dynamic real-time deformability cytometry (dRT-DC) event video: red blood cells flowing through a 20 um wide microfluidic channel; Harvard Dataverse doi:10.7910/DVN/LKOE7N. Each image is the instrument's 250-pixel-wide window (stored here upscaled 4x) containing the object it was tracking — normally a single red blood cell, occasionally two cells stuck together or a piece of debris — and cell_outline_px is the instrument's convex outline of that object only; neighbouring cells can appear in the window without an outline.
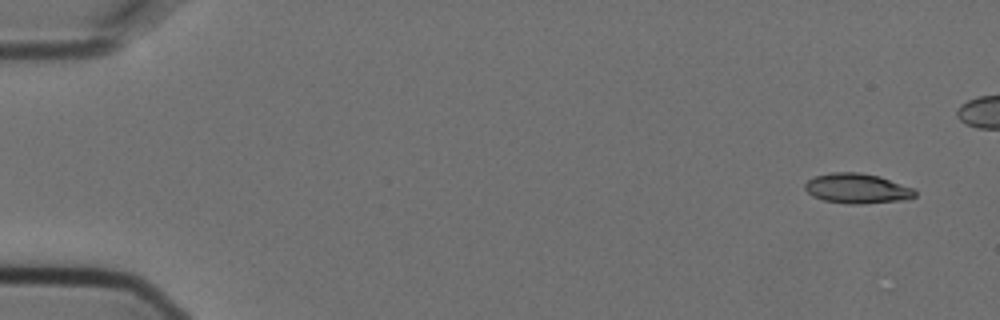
{"species": "Egyptian fruit bat (a non-hibernating species)", "species_latin": "Rousettus aegyptiacus", "temperature_condition": "cold", "stored_images_in_passage": 8, "camera_frame_rate_fps": 3000, "um_per_image_px": 0.085, "animal": {"sex": "female"}, "frame": {"image": 1, "passage_image": 1, "time_ms": 0.0, "image_size_px": [1000, 320], "cell_outline_px": [[916, 196], [908, 200], [860, 204], [848, 204], [824, 200], [812, 196], [804, 188], [804, 184], [808, 180], [816, 176], [832, 172], [860, 172], [880, 176], [912, 188], [916, 192]], "centroid_in_image_um": [72.87, 16.02], "position_along_channel_um": 12.1, "area_um2": 19.31}}
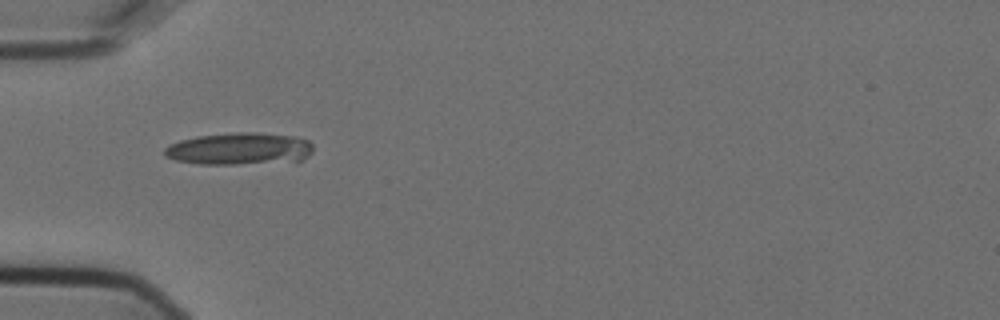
{"frame": {"image": 2, "passage_image": 6, "time_ms": 1.667, "image_size_px": [1000, 320], "cell_outline_px": [[312, 152], [300, 160], [236, 164], [200, 164], [176, 160], [164, 156], [164, 148], [168, 144], [180, 140], [196, 136], [236, 132], [256, 132], [292, 136], [308, 140], [312, 144]], "centroid_in_image_um": [20.29, 12.63], "position_along_channel_um": 64.7, "area_um2": 27.69}}